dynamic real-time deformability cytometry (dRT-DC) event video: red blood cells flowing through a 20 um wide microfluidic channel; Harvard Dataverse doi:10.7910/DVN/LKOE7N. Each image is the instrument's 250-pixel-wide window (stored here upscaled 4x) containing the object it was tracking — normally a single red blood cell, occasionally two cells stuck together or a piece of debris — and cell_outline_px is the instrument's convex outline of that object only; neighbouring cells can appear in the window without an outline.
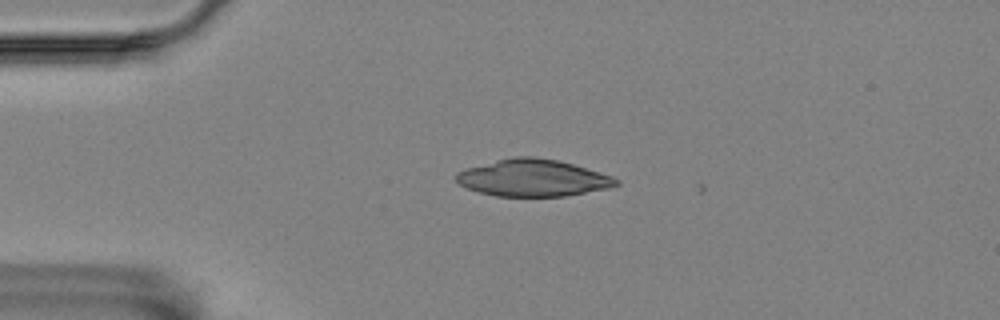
{"species": "Egyptian fruit bat (a non-hibernating species)", "species_latin": "Rousettus aegyptiacus", "temperature_condition": "room temperature", "stored_images_in_passage": 3, "camera_frame_rate_fps": 3000, "um_per_image_px": 0.085, "animal": {"sex": "female"}, "frame": {"image": 1, "passage_image": 1, "time_ms": 0.0, "image_size_px": [1000, 320], "cell_outline_px": [[620, 184], [612, 188], [564, 196], [496, 196], [480, 192], [468, 188], [460, 184], [452, 176], [456, 172], [468, 168], [512, 156], [532, 156], [560, 160], [612, 176], [620, 180]], "centroid_in_image_um": [45.33, 15.12], "position_along_channel_um": 39.7, "area_um2": 34.51}}